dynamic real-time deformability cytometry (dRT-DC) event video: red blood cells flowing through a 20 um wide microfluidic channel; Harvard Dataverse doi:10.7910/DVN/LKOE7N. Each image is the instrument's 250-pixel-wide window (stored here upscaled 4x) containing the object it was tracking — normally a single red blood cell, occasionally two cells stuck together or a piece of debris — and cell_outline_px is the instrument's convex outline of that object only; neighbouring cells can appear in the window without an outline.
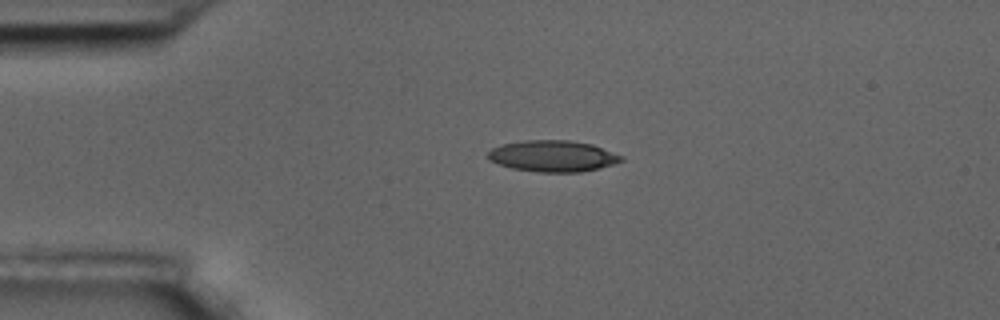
{"species": "common noctule bat (a hibernating species)", "species_latin": "Nyctalus noctula", "temperature_condition": "room temperature", "stored_images_in_passage": 3, "camera_frame_rate_fps": 3000, "um_per_image_px": 0.085, "animal": {"sex": "male", "body_mass_g": 17.5, "forearm_length_mm": 52.3}, "frame": {"image": 1, "passage_image": 2, "time_ms": 0.333, "image_size_px": [1000, 320], "cell_outline_px": [[624, 160], [600, 168], [580, 172], [536, 172], [512, 168], [488, 160], [488, 152], [492, 148], [500, 144], [524, 140], [568, 140], [592, 144], [624, 156]], "centroid_in_image_um": [46.98, 13.26], "position_along_channel_um": 38.0, "area_um2": 24.39}}